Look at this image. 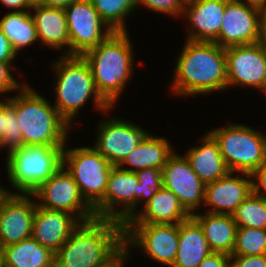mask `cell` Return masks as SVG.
Listing matches in <instances>:
<instances>
[{
    "label": "cell",
    "mask_w": 266,
    "mask_h": 267,
    "mask_svg": "<svg viewBox=\"0 0 266 267\" xmlns=\"http://www.w3.org/2000/svg\"><path fill=\"white\" fill-rule=\"evenodd\" d=\"M227 86L247 85L262 88L266 72V47L260 41L254 44L225 48Z\"/></svg>",
    "instance_id": "14"
},
{
    "label": "cell",
    "mask_w": 266,
    "mask_h": 267,
    "mask_svg": "<svg viewBox=\"0 0 266 267\" xmlns=\"http://www.w3.org/2000/svg\"><path fill=\"white\" fill-rule=\"evenodd\" d=\"M179 224H124V244L141 247L148 257L172 266L177 256Z\"/></svg>",
    "instance_id": "11"
},
{
    "label": "cell",
    "mask_w": 266,
    "mask_h": 267,
    "mask_svg": "<svg viewBox=\"0 0 266 267\" xmlns=\"http://www.w3.org/2000/svg\"><path fill=\"white\" fill-rule=\"evenodd\" d=\"M56 73V103L59 115L71 126L75 114L94 97L95 108L108 113L112 107L98 93L92 70L83 56L64 55L53 65Z\"/></svg>",
    "instance_id": "5"
},
{
    "label": "cell",
    "mask_w": 266,
    "mask_h": 267,
    "mask_svg": "<svg viewBox=\"0 0 266 267\" xmlns=\"http://www.w3.org/2000/svg\"><path fill=\"white\" fill-rule=\"evenodd\" d=\"M198 267H231L230 255L212 252L205 257Z\"/></svg>",
    "instance_id": "37"
},
{
    "label": "cell",
    "mask_w": 266,
    "mask_h": 267,
    "mask_svg": "<svg viewBox=\"0 0 266 267\" xmlns=\"http://www.w3.org/2000/svg\"><path fill=\"white\" fill-rule=\"evenodd\" d=\"M0 263H3V246L0 244Z\"/></svg>",
    "instance_id": "49"
},
{
    "label": "cell",
    "mask_w": 266,
    "mask_h": 267,
    "mask_svg": "<svg viewBox=\"0 0 266 267\" xmlns=\"http://www.w3.org/2000/svg\"><path fill=\"white\" fill-rule=\"evenodd\" d=\"M139 183V201L145 198L144 205L163 187L162 169L146 168L135 172Z\"/></svg>",
    "instance_id": "33"
},
{
    "label": "cell",
    "mask_w": 266,
    "mask_h": 267,
    "mask_svg": "<svg viewBox=\"0 0 266 267\" xmlns=\"http://www.w3.org/2000/svg\"><path fill=\"white\" fill-rule=\"evenodd\" d=\"M143 5L158 13L182 15L184 12V2L182 0H136V7Z\"/></svg>",
    "instance_id": "34"
},
{
    "label": "cell",
    "mask_w": 266,
    "mask_h": 267,
    "mask_svg": "<svg viewBox=\"0 0 266 267\" xmlns=\"http://www.w3.org/2000/svg\"><path fill=\"white\" fill-rule=\"evenodd\" d=\"M0 30L7 36L16 53L38 40L33 17L26 11L6 14L0 20Z\"/></svg>",
    "instance_id": "28"
},
{
    "label": "cell",
    "mask_w": 266,
    "mask_h": 267,
    "mask_svg": "<svg viewBox=\"0 0 266 267\" xmlns=\"http://www.w3.org/2000/svg\"><path fill=\"white\" fill-rule=\"evenodd\" d=\"M24 145L66 146L69 124L44 97L26 85L10 97Z\"/></svg>",
    "instance_id": "4"
},
{
    "label": "cell",
    "mask_w": 266,
    "mask_h": 267,
    "mask_svg": "<svg viewBox=\"0 0 266 267\" xmlns=\"http://www.w3.org/2000/svg\"><path fill=\"white\" fill-rule=\"evenodd\" d=\"M127 245L123 244L106 262L96 267H124L130 254Z\"/></svg>",
    "instance_id": "39"
},
{
    "label": "cell",
    "mask_w": 266,
    "mask_h": 267,
    "mask_svg": "<svg viewBox=\"0 0 266 267\" xmlns=\"http://www.w3.org/2000/svg\"><path fill=\"white\" fill-rule=\"evenodd\" d=\"M12 61H0V94L9 91H19L23 85H19V82L13 78L10 73V69L14 67L11 63Z\"/></svg>",
    "instance_id": "35"
},
{
    "label": "cell",
    "mask_w": 266,
    "mask_h": 267,
    "mask_svg": "<svg viewBox=\"0 0 266 267\" xmlns=\"http://www.w3.org/2000/svg\"><path fill=\"white\" fill-rule=\"evenodd\" d=\"M261 42L266 47V10L263 11V16H262V38H261Z\"/></svg>",
    "instance_id": "45"
},
{
    "label": "cell",
    "mask_w": 266,
    "mask_h": 267,
    "mask_svg": "<svg viewBox=\"0 0 266 267\" xmlns=\"http://www.w3.org/2000/svg\"><path fill=\"white\" fill-rule=\"evenodd\" d=\"M163 187L173 192L192 215L205 202V184L184 156L173 153L162 168Z\"/></svg>",
    "instance_id": "17"
},
{
    "label": "cell",
    "mask_w": 266,
    "mask_h": 267,
    "mask_svg": "<svg viewBox=\"0 0 266 267\" xmlns=\"http://www.w3.org/2000/svg\"><path fill=\"white\" fill-rule=\"evenodd\" d=\"M6 7L14 9V12L31 9L26 0H0Z\"/></svg>",
    "instance_id": "41"
},
{
    "label": "cell",
    "mask_w": 266,
    "mask_h": 267,
    "mask_svg": "<svg viewBox=\"0 0 266 267\" xmlns=\"http://www.w3.org/2000/svg\"><path fill=\"white\" fill-rule=\"evenodd\" d=\"M124 244V225L94 218L81 222L55 253V267H96Z\"/></svg>",
    "instance_id": "2"
},
{
    "label": "cell",
    "mask_w": 266,
    "mask_h": 267,
    "mask_svg": "<svg viewBox=\"0 0 266 267\" xmlns=\"http://www.w3.org/2000/svg\"><path fill=\"white\" fill-rule=\"evenodd\" d=\"M112 32H126L125 18L137 8L136 0H90Z\"/></svg>",
    "instance_id": "29"
},
{
    "label": "cell",
    "mask_w": 266,
    "mask_h": 267,
    "mask_svg": "<svg viewBox=\"0 0 266 267\" xmlns=\"http://www.w3.org/2000/svg\"><path fill=\"white\" fill-rule=\"evenodd\" d=\"M237 227L266 230V199L251 193L232 214Z\"/></svg>",
    "instance_id": "30"
},
{
    "label": "cell",
    "mask_w": 266,
    "mask_h": 267,
    "mask_svg": "<svg viewBox=\"0 0 266 267\" xmlns=\"http://www.w3.org/2000/svg\"><path fill=\"white\" fill-rule=\"evenodd\" d=\"M64 146L24 145L7 156L9 181L20 194H32L63 166Z\"/></svg>",
    "instance_id": "6"
},
{
    "label": "cell",
    "mask_w": 266,
    "mask_h": 267,
    "mask_svg": "<svg viewBox=\"0 0 266 267\" xmlns=\"http://www.w3.org/2000/svg\"><path fill=\"white\" fill-rule=\"evenodd\" d=\"M5 133V115H4V102L0 100V141Z\"/></svg>",
    "instance_id": "44"
},
{
    "label": "cell",
    "mask_w": 266,
    "mask_h": 267,
    "mask_svg": "<svg viewBox=\"0 0 266 267\" xmlns=\"http://www.w3.org/2000/svg\"><path fill=\"white\" fill-rule=\"evenodd\" d=\"M262 91L266 92V72H265V76H264V82L262 84V88H261Z\"/></svg>",
    "instance_id": "48"
},
{
    "label": "cell",
    "mask_w": 266,
    "mask_h": 267,
    "mask_svg": "<svg viewBox=\"0 0 266 267\" xmlns=\"http://www.w3.org/2000/svg\"><path fill=\"white\" fill-rule=\"evenodd\" d=\"M132 48L127 31L112 32L83 55L92 70L98 93L111 107H114L132 76Z\"/></svg>",
    "instance_id": "3"
},
{
    "label": "cell",
    "mask_w": 266,
    "mask_h": 267,
    "mask_svg": "<svg viewBox=\"0 0 266 267\" xmlns=\"http://www.w3.org/2000/svg\"><path fill=\"white\" fill-rule=\"evenodd\" d=\"M60 167L46 182L31 194L40 200L42 208L63 211L76 216L81 222L94 218V209L85 201L72 175Z\"/></svg>",
    "instance_id": "9"
},
{
    "label": "cell",
    "mask_w": 266,
    "mask_h": 267,
    "mask_svg": "<svg viewBox=\"0 0 266 267\" xmlns=\"http://www.w3.org/2000/svg\"><path fill=\"white\" fill-rule=\"evenodd\" d=\"M234 174L229 172L225 177L205 184L204 203L212 207L207 211L208 213L232 215L237 207L253 193L252 176L241 173V176H245L241 178L233 176Z\"/></svg>",
    "instance_id": "19"
},
{
    "label": "cell",
    "mask_w": 266,
    "mask_h": 267,
    "mask_svg": "<svg viewBox=\"0 0 266 267\" xmlns=\"http://www.w3.org/2000/svg\"><path fill=\"white\" fill-rule=\"evenodd\" d=\"M202 227L204 236L212 252L232 255L235 245L237 224L230 214H192Z\"/></svg>",
    "instance_id": "25"
},
{
    "label": "cell",
    "mask_w": 266,
    "mask_h": 267,
    "mask_svg": "<svg viewBox=\"0 0 266 267\" xmlns=\"http://www.w3.org/2000/svg\"><path fill=\"white\" fill-rule=\"evenodd\" d=\"M32 15L37 30L38 41L53 49L68 46L64 55L70 56V43L67 30V21L64 9L44 5L34 6ZM40 39V40H39Z\"/></svg>",
    "instance_id": "24"
},
{
    "label": "cell",
    "mask_w": 266,
    "mask_h": 267,
    "mask_svg": "<svg viewBox=\"0 0 266 267\" xmlns=\"http://www.w3.org/2000/svg\"><path fill=\"white\" fill-rule=\"evenodd\" d=\"M211 253L202 227L192 216L179 223L177 256L171 267H198Z\"/></svg>",
    "instance_id": "23"
},
{
    "label": "cell",
    "mask_w": 266,
    "mask_h": 267,
    "mask_svg": "<svg viewBox=\"0 0 266 267\" xmlns=\"http://www.w3.org/2000/svg\"><path fill=\"white\" fill-rule=\"evenodd\" d=\"M17 53L12 48L7 36L0 30V61H13Z\"/></svg>",
    "instance_id": "40"
},
{
    "label": "cell",
    "mask_w": 266,
    "mask_h": 267,
    "mask_svg": "<svg viewBox=\"0 0 266 267\" xmlns=\"http://www.w3.org/2000/svg\"><path fill=\"white\" fill-rule=\"evenodd\" d=\"M10 194H11V192H8V190L6 191V189L4 190V188L2 186L0 187V195L2 197L9 196Z\"/></svg>",
    "instance_id": "47"
},
{
    "label": "cell",
    "mask_w": 266,
    "mask_h": 267,
    "mask_svg": "<svg viewBox=\"0 0 266 267\" xmlns=\"http://www.w3.org/2000/svg\"><path fill=\"white\" fill-rule=\"evenodd\" d=\"M99 125L94 148L114 166H119L149 134L130 121L115 118Z\"/></svg>",
    "instance_id": "15"
},
{
    "label": "cell",
    "mask_w": 266,
    "mask_h": 267,
    "mask_svg": "<svg viewBox=\"0 0 266 267\" xmlns=\"http://www.w3.org/2000/svg\"><path fill=\"white\" fill-rule=\"evenodd\" d=\"M238 2H242L246 5H250L256 8H259L260 10L264 11L266 10V0H236Z\"/></svg>",
    "instance_id": "43"
},
{
    "label": "cell",
    "mask_w": 266,
    "mask_h": 267,
    "mask_svg": "<svg viewBox=\"0 0 266 267\" xmlns=\"http://www.w3.org/2000/svg\"><path fill=\"white\" fill-rule=\"evenodd\" d=\"M63 166L73 177L85 201L94 208L104 197L112 167L94 147L63 150Z\"/></svg>",
    "instance_id": "8"
},
{
    "label": "cell",
    "mask_w": 266,
    "mask_h": 267,
    "mask_svg": "<svg viewBox=\"0 0 266 267\" xmlns=\"http://www.w3.org/2000/svg\"><path fill=\"white\" fill-rule=\"evenodd\" d=\"M4 102V115H5V133L0 141V149L7 147L9 149V154L14 151L19 150L24 146L22 139V131L20 125L17 122L16 111L10 105V97L5 98Z\"/></svg>",
    "instance_id": "32"
},
{
    "label": "cell",
    "mask_w": 266,
    "mask_h": 267,
    "mask_svg": "<svg viewBox=\"0 0 266 267\" xmlns=\"http://www.w3.org/2000/svg\"><path fill=\"white\" fill-rule=\"evenodd\" d=\"M81 224L74 215L36 206L33 217L32 238L56 253Z\"/></svg>",
    "instance_id": "18"
},
{
    "label": "cell",
    "mask_w": 266,
    "mask_h": 267,
    "mask_svg": "<svg viewBox=\"0 0 266 267\" xmlns=\"http://www.w3.org/2000/svg\"><path fill=\"white\" fill-rule=\"evenodd\" d=\"M123 204L124 209L115 210ZM139 204V183L135 172L113 166L108 176L107 189L103 199L93 208L96 218L117 220L127 223L134 215Z\"/></svg>",
    "instance_id": "12"
},
{
    "label": "cell",
    "mask_w": 266,
    "mask_h": 267,
    "mask_svg": "<svg viewBox=\"0 0 266 267\" xmlns=\"http://www.w3.org/2000/svg\"><path fill=\"white\" fill-rule=\"evenodd\" d=\"M263 11L236 0L225 7L219 35L214 43L222 48L254 44L262 38Z\"/></svg>",
    "instance_id": "13"
},
{
    "label": "cell",
    "mask_w": 266,
    "mask_h": 267,
    "mask_svg": "<svg viewBox=\"0 0 266 267\" xmlns=\"http://www.w3.org/2000/svg\"><path fill=\"white\" fill-rule=\"evenodd\" d=\"M251 176L257 179V181L253 180L252 182L253 193L266 199V195L260 192L266 193V164L259 167Z\"/></svg>",
    "instance_id": "38"
},
{
    "label": "cell",
    "mask_w": 266,
    "mask_h": 267,
    "mask_svg": "<svg viewBox=\"0 0 266 267\" xmlns=\"http://www.w3.org/2000/svg\"><path fill=\"white\" fill-rule=\"evenodd\" d=\"M183 2H184V4L185 3H188V2H192V1H194V0H182Z\"/></svg>",
    "instance_id": "50"
},
{
    "label": "cell",
    "mask_w": 266,
    "mask_h": 267,
    "mask_svg": "<svg viewBox=\"0 0 266 267\" xmlns=\"http://www.w3.org/2000/svg\"><path fill=\"white\" fill-rule=\"evenodd\" d=\"M143 206L142 212L135 214L125 224H179L192 216L179 198L165 187L155 191Z\"/></svg>",
    "instance_id": "21"
},
{
    "label": "cell",
    "mask_w": 266,
    "mask_h": 267,
    "mask_svg": "<svg viewBox=\"0 0 266 267\" xmlns=\"http://www.w3.org/2000/svg\"><path fill=\"white\" fill-rule=\"evenodd\" d=\"M31 194L11 193L0 201V244L3 247L32 237L37 202Z\"/></svg>",
    "instance_id": "16"
},
{
    "label": "cell",
    "mask_w": 266,
    "mask_h": 267,
    "mask_svg": "<svg viewBox=\"0 0 266 267\" xmlns=\"http://www.w3.org/2000/svg\"><path fill=\"white\" fill-rule=\"evenodd\" d=\"M30 7L44 5V0H26Z\"/></svg>",
    "instance_id": "46"
},
{
    "label": "cell",
    "mask_w": 266,
    "mask_h": 267,
    "mask_svg": "<svg viewBox=\"0 0 266 267\" xmlns=\"http://www.w3.org/2000/svg\"><path fill=\"white\" fill-rule=\"evenodd\" d=\"M217 141L230 172L252 175L266 164V136L251 127L228 124L209 132Z\"/></svg>",
    "instance_id": "7"
},
{
    "label": "cell",
    "mask_w": 266,
    "mask_h": 267,
    "mask_svg": "<svg viewBox=\"0 0 266 267\" xmlns=\"http://www.w3.org/2000/svg\"><path fill=\"white\" fill-rule=\"evenodd\" d=\"M174 72L171 86L177 95L225 90L228 88L225 48L214 42L186 40Z\"/></svg>",
    "instance_id": "1"
},
{
    "label": "cell",
    "mask_w": 266,
    "mask_h": 267,
    "mask_svg": "<svg viewBox=\"0 0 266 267\" xmlns=\"http://www.w3.org/2000/svg\"><path fill=\"white\" fill-rule=\"evenodd\" d=\"M232 255H266V230L238 227Z\"/></svg>",
    "instance_id": "31"
},
{
    "label": "cell",
    "mask_w": 266,
    "mask_h": 267,
    "mask_svg": "<svg viewBox=\"0 0 266 267\" xmlns=\"http://www.w3.org/2000/svg\"><path fill=\"white\" fill-rule=\"evenodd\" d=\"M76 0H44V6L65 9Z\"/></svg>",
    "instance_id": "42"
},
{
    "label": "cell",
    "mask_w": 266,
    "mask_h": 267,
    "mask_svg": "<svg viewBox=\"0 0 266 267\" xmlns=\"http://www.w3.org/2000/svg\"><path fill=\"white\" fill-rule=\"evenodd\" d=\"M229 1L194 0L185 3L183 15L192 28L188 30L187 40L214 42L219 35L222 17Z\"/></svg>",
    "instance_id": "20"
},
{
    "label": "cell",
    "mask_w": 266,
    "mask_h": 267,
    "mask_svg": "<svg viewBox=\"0 0 266 267\" xmlns=\"http://www.w3.org/2000/svg\"><path fill=\"white\" fill-rule=\"evenodd\" d=\"M174 153L171 144L164 137L148 134L145 139L119 165L123 170L136 172L140 169H162L167 159ZM125 164L133 168L123 167Z\"/></svg>",
    "instance_id": "26"
},
{
    "label": "cell",
    "mask_w": 266,
    "mask_h": 267,
    "mask_svg": "<svg viewBox=\"0 0 266 267\" xmlns=\"http://www.w3.org/2000/svg\"><path fill=\"white\" fill-rule=\"evenodd\" d=\"M64 11L69 35L70 56H83L112 33L90 0H76Z\"/></svg>",
    "instance_id": "10"
},
{
    "label": "cell",
    "mask_w": 266,
    "mask_h": 267,
    "mask_svg": "<svg viewBox=\"0 0 266 267\" xmlns=\"http://www.w3.org/2000/svg\"><path fill=\"white\" fill-rule=\"evenodd\" d=\"M231 267H266V255H231Z\"/></svg>",
    "instance_id": "36"
},
{
    "label": "cell",
    "mask_w": 266,
    "mask_h": 267,
    "mask_svg": "<svg viewBox=\"0 0 266 267\" xmlns=\"http://www.w3.org/2000/svg\"><path fill=\"white\" fill-rule=\"evenodd\" d=\"M3 267H55V253L30 237L3 247Z\"/></svg>",
    "instance_id": "27"
},
{
    "label": "cell",
    "mask_w": 266,
    "mask_h": 267,
    "mask_svg": "<svg viewBox=\"0 0 266 267\" xmlns=\"http://www.w3.org/2000/svg\"><path fill=\"white\" fill-rule=\"evenodd\" d=\"M201 139L202 145L190 148L185 157L193 171L207 184L225 177L230 171L213 136L208 133Z\"/></svg>",
    "instance_id": "22"
}]
</instances>
